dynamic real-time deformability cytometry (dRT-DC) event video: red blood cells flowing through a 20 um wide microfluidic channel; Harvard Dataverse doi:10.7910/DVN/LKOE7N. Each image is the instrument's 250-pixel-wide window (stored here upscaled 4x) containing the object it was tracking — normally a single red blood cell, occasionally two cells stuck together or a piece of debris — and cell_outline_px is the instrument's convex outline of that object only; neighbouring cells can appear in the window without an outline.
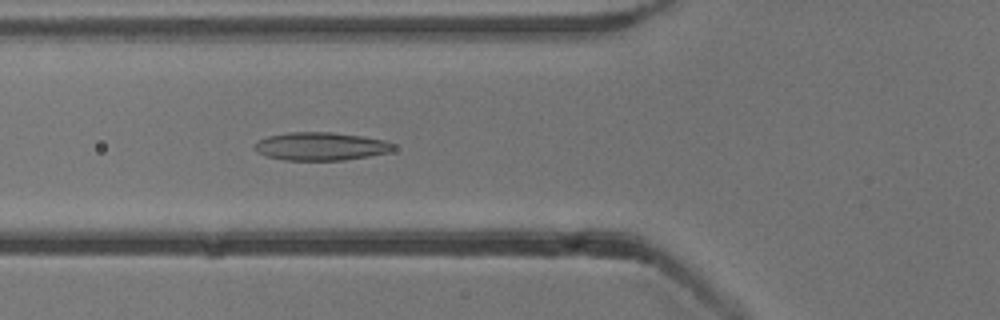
{"species": "common noctule bat (a hibernating species)", "species_latin": "Nyctalus noctula", "temperature_condition": "cold", "stored_images_in_passage": 37, "camera_frame_rate_fps": 3000, "um_per_image_px": 0.085, "animal": {"sex": "male", "body_mass_g": 13.3}, "frame": {"image": 1, "passage_image": 3, "time_ms": 0.667, "image_size_px": [1000, 320], "cell_outline_px": [[396, 148], [388, 152], [368, 156], [344, 160], [284, 160], [268, 156], [256, 152], [256, 144], [260, 140], [268, 136], [288, 132], [332, 132], [364, 136], [384, 140], [396, 144]], "centroid_in_image_um": [27.32, 12.43], "position_along_channel_um": 98.5, "area_um2": 22.66}}
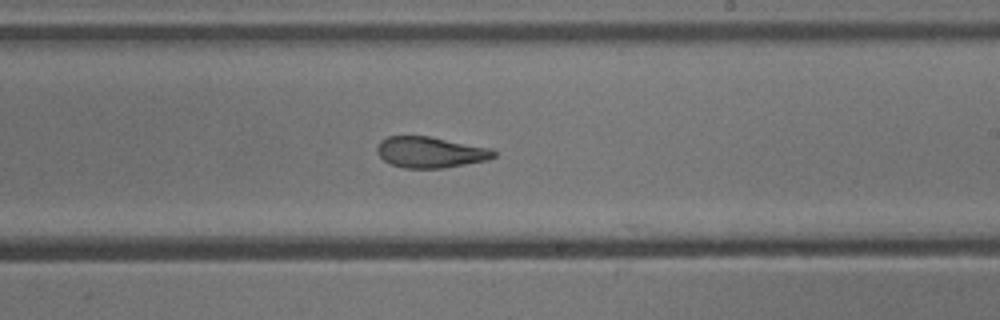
{"frame": {"image": 2, "passage_image": 15, "time_ms": 4.667, "image_size_px": [1000, 320], "cell_outline_px": [[496, 156], [488, 160], [444, 168], [404, 168], [392, 164], [384, 160], [376, 152], [376, 148], [380, 140], [388, 136], [428, 136], [492, 148], [496, 152]], "centroid_in_image_um": [36.59, 12.94], "position_along_channel_um": 252.4, "area_um2": 21.15}}
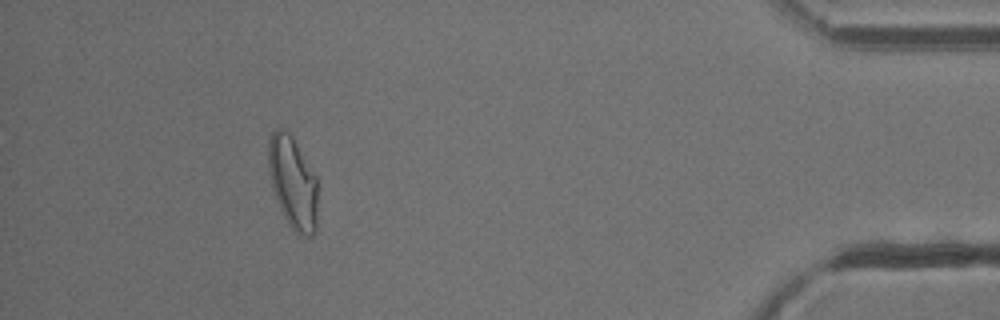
{"frame": {"image": 3, "passage_image": 32, "time_ms": 10.333, "image_size_px": [1000, 320], "cell_outline_px": [[316, 232], [312, 236], [304, 236], [296, 232], [288, 224], [280, 208], [272, 188], [268, 172], [268, 140], [272, 132], [276, 128], [280, 128], [288, 132], [292, 136], [316, 176]], "centroid_in_image_um": [24.87, 15.51], "position_along_channel_um": 410.3, "area_um2": 26.41}}